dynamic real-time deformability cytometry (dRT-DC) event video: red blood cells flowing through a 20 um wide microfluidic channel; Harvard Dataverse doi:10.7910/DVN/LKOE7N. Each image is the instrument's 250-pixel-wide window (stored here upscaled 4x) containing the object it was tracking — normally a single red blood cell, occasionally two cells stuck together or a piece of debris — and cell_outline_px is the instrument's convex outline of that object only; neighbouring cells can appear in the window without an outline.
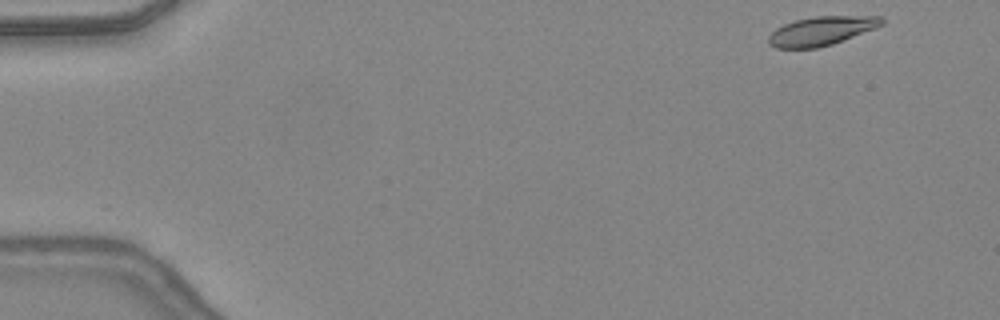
{"species": "common noctule bat (a hibernating species)", "species_latin": "Nyctalus noctula", "temperature_condition": "warm", "stored_images_in_passage": 13, "camera_frame_rate_fps": 3000, "um_per_image_px": 0.085, "animal": {"sex": "female", "body_mass_g": 24.6, "forearm_length_mm": 56.2}, "frame": {"image": 1, "passage_image": 1, "time_ms": 0.0, "image_size_px": [1000, 320], "cell_outline_px": [[884, 24], [876, 28], [832, 44], [816, 48], [776, 48], [768, 44], [768, 36], [776, 28], [784, 24], [796, 20], [816, 16], [880, 16], [884, 20]], "centroid_in_image_um": [69.81, 2.63], "position_along_channel_um": 15.2, "area_um2": 19.02}}
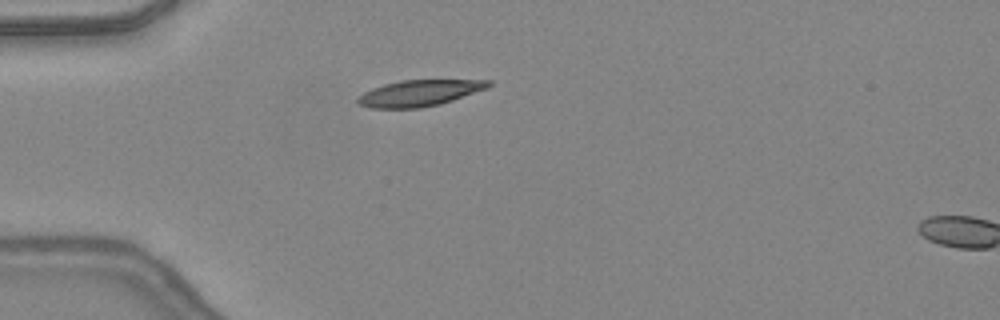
{"frame": {"image": 2, "passage_image": 11, "time_ms": 3.333, "image_size_px": [1000, 320], "cell_outline_px": [[492, 84], [488, 88], [440, 104], [420, 108], [368, 108], [360, 104], [356, 100], [364, 92], [372, 88], [384, 84], [400, 80], [492, 80]], "centroid_in_image_um": [35.65, 7.91], "position_along_channel_um": 49.3, "area_um2": 19.88}}